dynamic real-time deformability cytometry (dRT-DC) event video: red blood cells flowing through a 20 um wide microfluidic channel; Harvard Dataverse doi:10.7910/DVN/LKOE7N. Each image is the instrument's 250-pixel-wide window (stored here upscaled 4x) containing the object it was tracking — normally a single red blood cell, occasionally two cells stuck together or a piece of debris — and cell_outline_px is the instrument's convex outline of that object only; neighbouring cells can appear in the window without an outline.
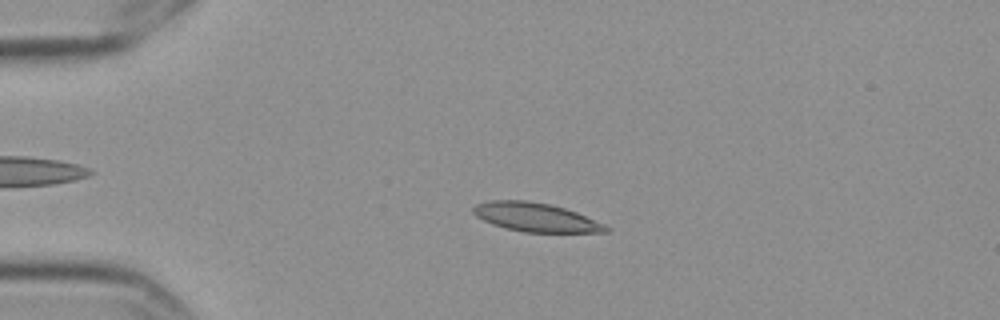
{"species": "Egyptian fruit bat (a non-hibernating species)", "species_latin": "Rousettus aegyptiacus", "temperature_condition": "cold", "stored_images_in_passage": 4, "camera_frame_rate_fps": 3000, "um_per_image_px": 0.085, "frame": {"image": 1, "passage_image": 3, "time_ms": 0.667, "image_size_px": [1000, 320], "cell_outline_px": [[612, 228], [608, 232], [524, 232], [504, 228], [492, 224], [476, 216], [472, 212], [472, 208], [476, 204], [492, 200], [524, 200], [548, 204], [564, 208], [576, 212], [604, 224]], "centroid_in_image_um": [45.52, 18.47], "position_along_channel_um": 39.5, "area_um2": 22.14}}